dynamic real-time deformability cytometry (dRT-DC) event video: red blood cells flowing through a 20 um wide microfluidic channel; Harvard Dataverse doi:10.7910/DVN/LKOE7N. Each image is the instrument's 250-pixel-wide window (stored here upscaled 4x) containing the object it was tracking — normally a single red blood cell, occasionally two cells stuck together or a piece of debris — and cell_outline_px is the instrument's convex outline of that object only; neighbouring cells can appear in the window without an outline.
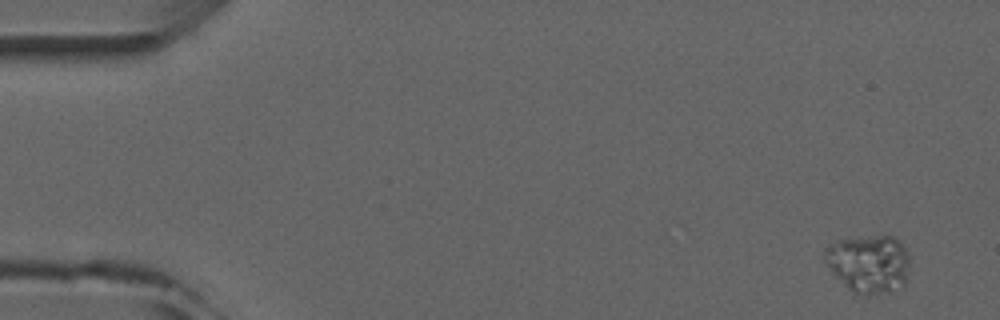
{"species": "common noctule bat (a hibernating species)", "species_latin": "Nyctalus noctula", "temperature_condition": "room temperature", "stored_images_in_passage": 4, "camera_frame_rate_fps": 3000, "um_per_image_px": 0.085, "animal": {"sex": "male", "forearm_length_mm": 52.5}, "frame": {"image": 1, "passage_image": 1, "time_ms": 0.0, "image_size_px": [1000, 320], "cell_outline_px": [[908, 260], [904, 284], [888, 292], [868, 296], [852, 292], [832, 272], [824, 260], [824, 248], [828, 244], [836, 240], [876, 236], [892, 236], [900, 240], [908, 256]], "centroid_in_image_um": [73.8, 22.41], "position_along_channel_um": 11.2, "area_um2": 28.5}}
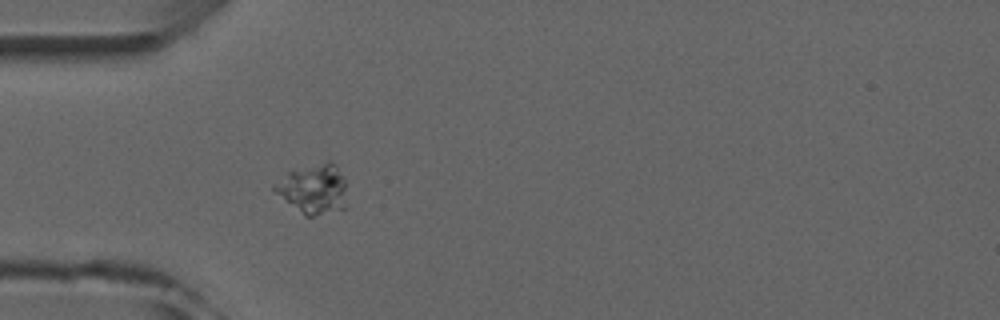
{"frame": {"image": 2, "passage_image": 4, "time_ms": 4.333, "image_size_px": [1000, 320], "cell_outline_px": [[348, 208], [312, 216], [304, 216], [276, 192], [272, 188], [272, 184], [288, 172], [328, 160], [336, 164], [344, 176]], "centroid_in_image_um": [26.69, 16.06], "position_along_channel_um": 58.3, "area_um2": 21.1}}